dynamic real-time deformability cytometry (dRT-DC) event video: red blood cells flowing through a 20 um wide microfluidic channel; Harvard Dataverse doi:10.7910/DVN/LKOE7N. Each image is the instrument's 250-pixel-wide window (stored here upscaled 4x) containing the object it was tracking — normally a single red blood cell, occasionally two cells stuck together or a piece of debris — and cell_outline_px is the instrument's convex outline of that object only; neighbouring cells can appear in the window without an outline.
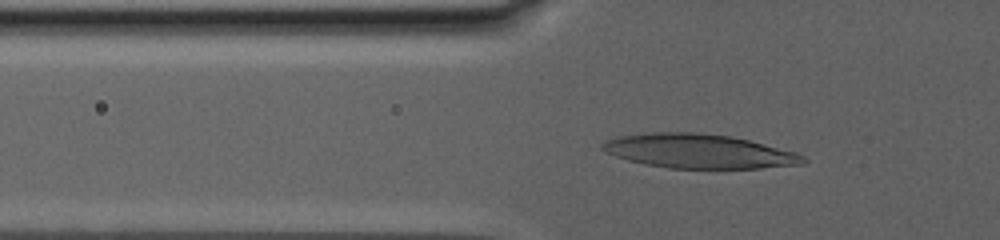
{"species": "human", "species_latin": "Homo sapiens", "temperature_condition": "warm", "stored_images_in_passage": 20, "camera_frame_rate_fps": 3000, "um_per_image_px": 0.085, "donor": {"sex": "male"}, "frame": {"image": 1, "passage_image": 2, "time_ms": 0.333, "image_size_px": [1000, 240], "cell_outline_px": [[808, 160], [804, 164], [760, 168], [668, 168], [644, 164], [628, 160], [604, 152], [600, 148], [600, 144], [616, 136], [652, 132], [696, 132], [732, 136], [796, 152], [804, 156]], "centroid_in_image_um": [59.38, 12.85], "position_along_channel_um": 66.4, "area_um2": 40.11}}
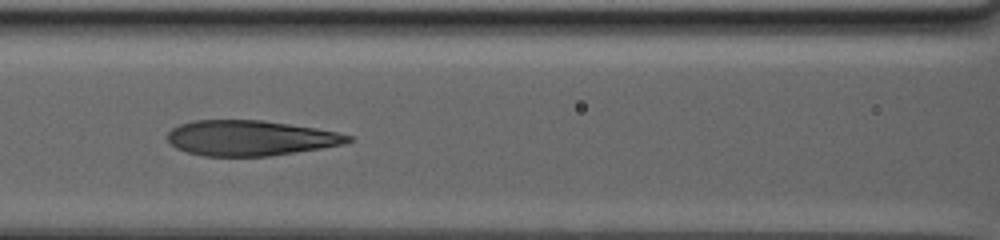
{"frame": {"image": 2, "passage_image": 14, "time_ms": 3.667, "image_size_px": [1000, 240], "cell_outline_px": [[352, 140], [344, 144], [296, 152], [268, 156], [204, 156], [188, 152], [176, 148], [168, 144], [168, 132], [172, 128], [180, 124], [192, 120], [264, 120], [316, 128], [336, 132], [352, 136]], "centroid_in_image_um": [21.24, 11.73], "position_along_channel_um": 145.4, "area_um2": 37.17}}
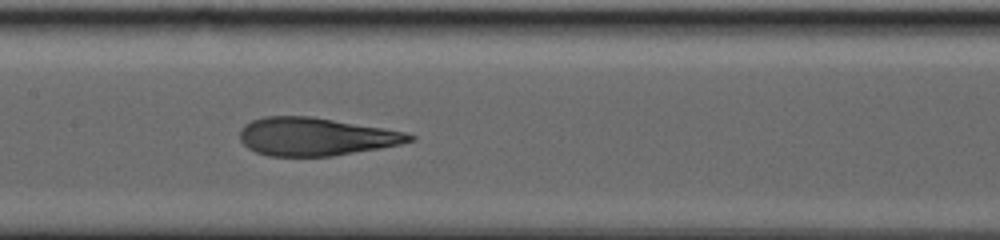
{"frame": {"image": 3, "passage_image": 19, "time_ms": 5.0, "image_size_px": [1000, 240], "cell_outline_px": [[416, 140], [400, 144], [380, 148], [332, 156], [268, 156], [256, 152], [248, 148], [240, 140], [240, 128], [244, 124], [252, 120], [264, 116], [312, 116], [408, 132], [416, 136]], "centroid_in_image_um": [26.84, 11.61], "position_along_channel_um": 180.6, "area_um2": 37.8}}